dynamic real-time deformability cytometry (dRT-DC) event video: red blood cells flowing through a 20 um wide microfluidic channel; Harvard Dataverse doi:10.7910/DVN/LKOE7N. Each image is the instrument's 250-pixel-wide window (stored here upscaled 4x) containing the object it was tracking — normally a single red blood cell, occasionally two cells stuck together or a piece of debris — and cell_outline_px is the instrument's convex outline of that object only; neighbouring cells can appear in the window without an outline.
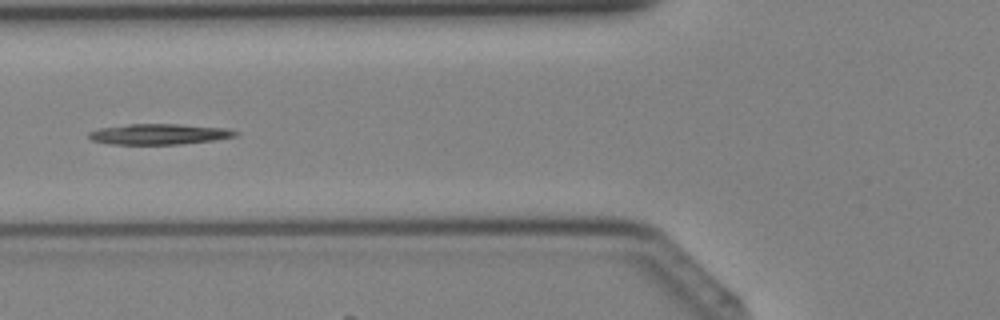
{"species": "Egyptian fruit bat (a non-hibernating species)", "species_latin": "Rousettus aegyptiacus", "temperature_condition": "cold", "stored_images_in_passage": 31, "camera_frame_rate_fps": 3000, "um_per_image_px": 0.085, "animal": {"sex": "female"}, "frame": {"image": 1, "passage_image": 7, "time_ms": 2.0, "image_size_px": [1000, 320], "cell_outline_px": [[240, 132], [236, 136], [212, 140], [180, 144], [112, 144], [92, 140], [88, 136], [88, 132], [100, 128], [128, 124], [180, 124], [228, 128]], "centroid_in_image_um": [13.54, 11.39], "position_along_channel_um": 112.3, "area_um2": 17.57}}
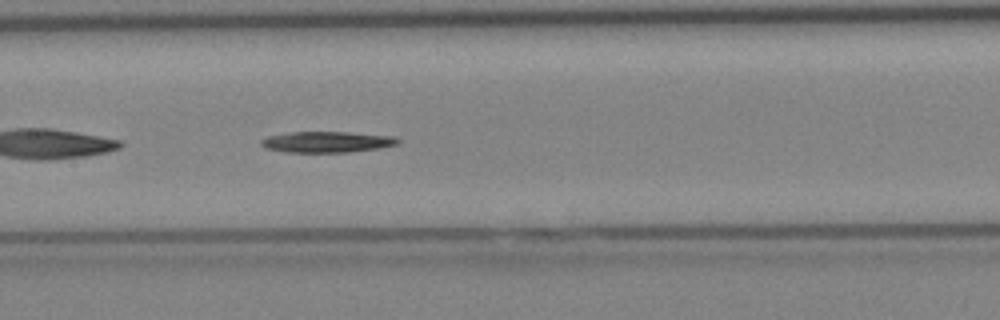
{"frame": {"image": 2, "passage_image": 11, "time_ms": 3.333, "image_size_px": [1000, 320], "cell_outline_px": [[400, 140], [396, 144], [380, 148], [348, 152], [288, 152], [264, 148], [260, 144], [260, 140], [268, 136], [292, 132], [348, 132], [396, 136]], "centroid_in_image_um": [27.79, 12.06], "position_along_channel_um": 179.6, "area_um2": 16.7}}
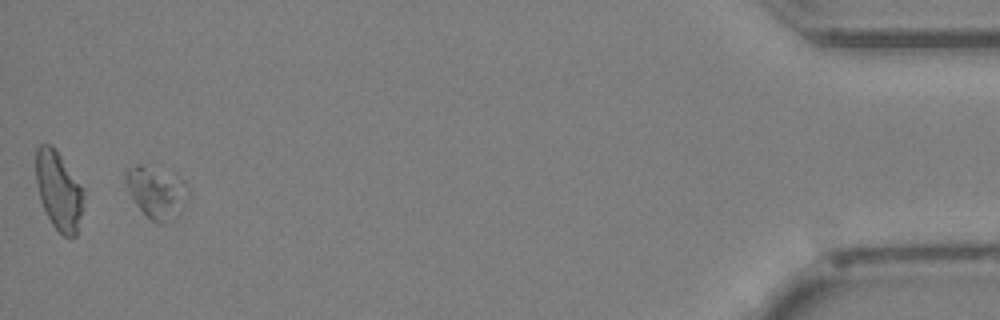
{"frame": {"image": 3, "passage_image": 30, "time_ms": 9.667, "image_size_px": [1000, 320], "cell_outline_px": [[188, 196], [160, 224], [152, 220], [136, 204], [128, 188], [124, 176], [124, 172], [128, 168], [136, 164], [144, 164], [184, 180], [188, 188]], "centroid_in_image_um": [13.2, 16.23], "position_along_channel_um": 422.0, "area_um2": 17.4}}